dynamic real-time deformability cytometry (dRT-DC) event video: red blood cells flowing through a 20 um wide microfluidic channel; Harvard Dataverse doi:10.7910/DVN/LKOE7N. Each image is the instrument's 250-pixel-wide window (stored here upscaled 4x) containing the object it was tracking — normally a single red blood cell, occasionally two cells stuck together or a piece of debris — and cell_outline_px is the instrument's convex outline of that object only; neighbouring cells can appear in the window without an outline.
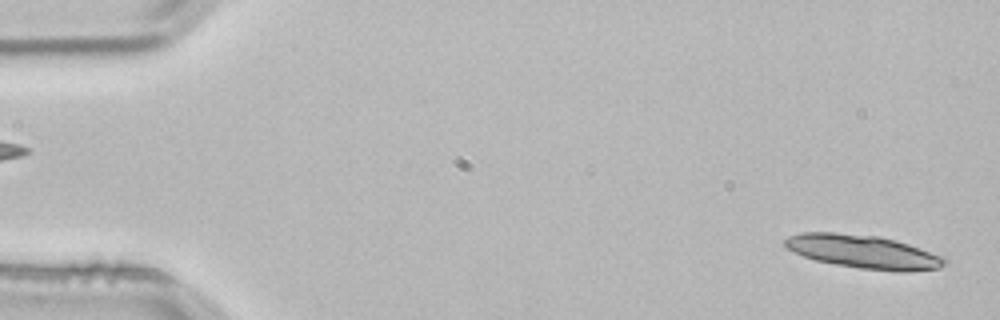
{"species": "common noctule bat (a hibernating species)", "species_latin": "Nyctalus noctula", "temperature_condition": "room temperature", "stored_images_in_passage": 3, "segment_of_instrument_passage": [2, 2], "camera_frame_rate_fps": 3000, "um_per_image_px": 0.085, "animal": {"sex": "male", "body_mass_g": 21.5, "forearm_length_mm": 52.0}, "frame": {"image": 1, "passage_image": 3, "time_ms": 0.667, "image_size_px": [1000, 320], "cell_outline_px": [[948, 264], [940, 268], [908, 272], [900, 272], [860, 268], [836, 264], [816, 260], [804, 256], [784, 248], [784, 240], [788, 236], [800, 232], [836, 232], [876, 236], [896, 240], [944, 256], [948, 260]], "centroid_in_image_um": [73.41, 21.4], "position_along_channel_um": 11.6, "area_um2": 31.33}}